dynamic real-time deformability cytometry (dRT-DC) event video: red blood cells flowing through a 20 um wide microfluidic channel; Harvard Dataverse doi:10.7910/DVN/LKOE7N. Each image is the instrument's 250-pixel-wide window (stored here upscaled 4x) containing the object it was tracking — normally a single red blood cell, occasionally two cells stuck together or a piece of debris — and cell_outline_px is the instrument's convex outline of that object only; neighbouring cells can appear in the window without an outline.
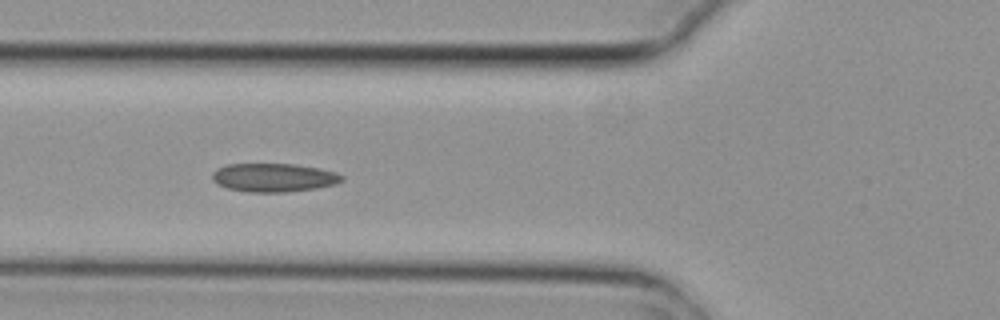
{"species": "common noctule bat (a hibernating species)", "species_latin": "Nyctalus noctula", "temperature_condition": "cold", "stored_images_in_passage": 5, "camera_frame_rate_fps": 3000, "um_per_image_px": 0.085, "animal": {"sex": "female", "body_mass_g": 29.2, "forearm_length_mm": 56.3}, "frame": {"image": 1, "passage_image": 5, "time_ms": 1.333, "image_size_px": [1000, 320], "cell_outline_px": [[344, 180], [336, 184], [316, 188], [288, 192], [248, 192], [228, 188], [216, 184], [212, 180], [212, 172], [216, 168], [228, 164], [292, 164], [316, 168], [336, 172], [344, 176]], "centroid_in_image_um": [23.25, 15.1], "position_along_channel_um": 102.6, "area_um2": 21.62}}